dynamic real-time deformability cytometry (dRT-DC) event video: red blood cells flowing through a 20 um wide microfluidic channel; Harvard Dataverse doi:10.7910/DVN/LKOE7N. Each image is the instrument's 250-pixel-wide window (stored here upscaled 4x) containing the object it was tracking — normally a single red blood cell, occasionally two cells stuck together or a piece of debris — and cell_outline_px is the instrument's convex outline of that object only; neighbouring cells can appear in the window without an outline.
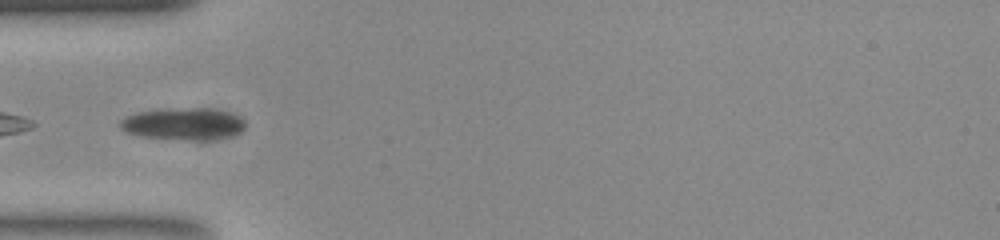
{"species": "common noctule bat (a hibernating species)", "species_latin": "Nyctalus noctula", "temperature_condition": "room temperature", "stored_images_in_passage": 39, "camera_frame_rate_fps": 3000, "um_per_image_px": 0.085, "animal": {"sex": "female", "body_mass_g": 23.0, "forearm_length_mm": 53.4}, "frame": {"image": 1, "passage_image": 1, "time_ms": 0.0, "image_size_px": [1000, 240], "cell_outline_px": [[244, 128], [240, 132], [228, 136], [204, 140], [196, 140], [144, 136], [128, 132], [120, 128], [120, 120], [128, 116], [140, 112], [156, 108], [204, 108], [224, 112], [240, 116], [244, 120]], "centroid_in_image_um": [15.58, 10.51], "position_along_channel_um": 69.4, "area_um2": 22.89}}
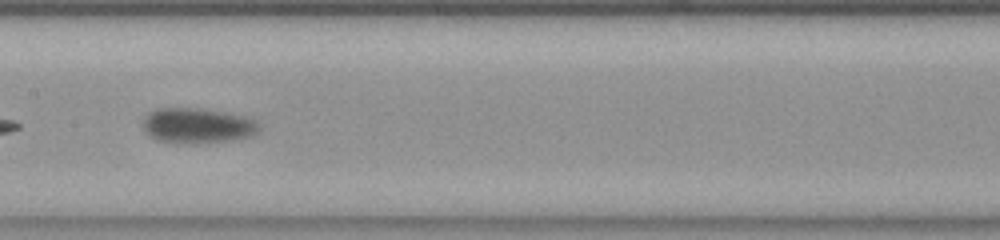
{"frame": {"image": 2, "passage_image": 11, "time_ms": 3.333, "image_size_px": [1000, 240], "cell_outline_px": [[260, 132], [252, 136], [228, 140], [188, 144], [156, 140], [148, 136], [144, 128], [144, 116], [148, 112], [156, 108], [200, 108], [248, 116], [256, 120], [260, 124]], "centroid_in_image_um": [16.8, 10.67], "position_along_channel_um": 190.6, "area_um2": 24.16}}
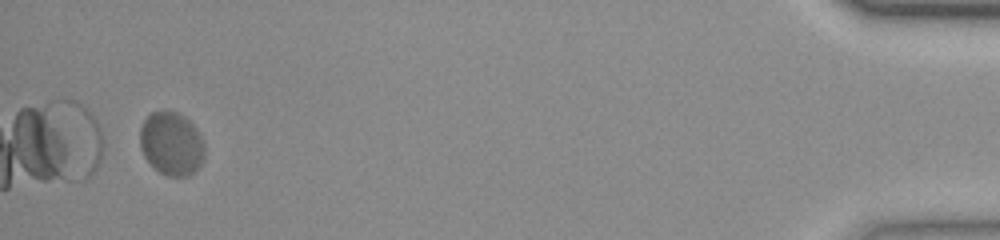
{"frame": {"image": 3, "passage_image": 37, "time_ms": 12.0, "image_size_px": [1000, 240], "cell_outline_px": [[204, 160], [188, 176], [168, 176], [160, 172], [144, 156], [140, 148], [140, 128], [144, 120], [152, 112], [164, 108], [176, 112], [184, 116], [192, 124], [200, 136], [204, 144]], "centroid_in_image_um": [14.56, 12.17], "position_along_channel_um": 420.6, "area_um2": 23.81}, "authors_computed_cell_mechanics": {"area_um2": 23.2934, "velocity_mm_per_s": 3.6242, "shape_relaxation_time_tau1_ms": 4.0469, "shape_relaxation_time_tau2_ms": null, "deformation_change_tau1": 0.0923, "deformation_change_tau2": null}}